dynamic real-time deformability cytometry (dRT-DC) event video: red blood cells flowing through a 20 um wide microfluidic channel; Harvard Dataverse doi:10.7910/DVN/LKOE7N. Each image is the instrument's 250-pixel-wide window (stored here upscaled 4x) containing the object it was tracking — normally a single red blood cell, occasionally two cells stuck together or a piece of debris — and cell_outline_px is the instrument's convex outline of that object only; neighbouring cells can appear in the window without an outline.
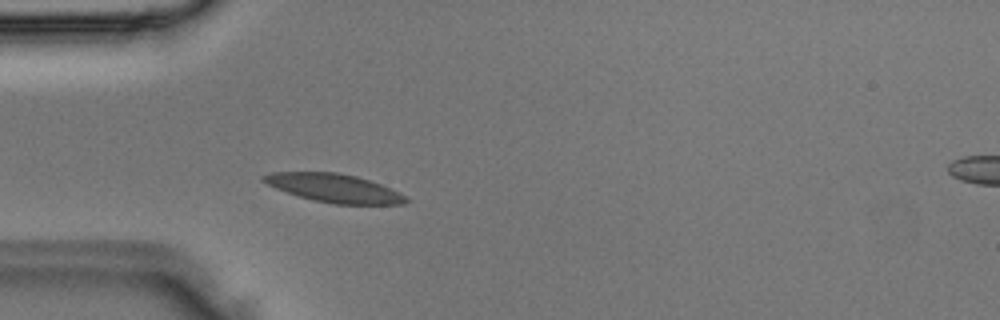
{"species": "Egyptian fruit bat (a non-hibernating species)", "species_latin": "Rousettus aegyptiacus", "temperature_condition": "room temperature", "stored_images_in_passage": 2, "camera_frame_rate_fps": 3000, "um_per_image_px": 0.085, "animal": {"sex": "male"}, "frame": {"image": 1, "passage_image": 1, "time_ms": 0.0, "image_size_px": [1000, 320], "cell_outline_px": [[408, 200], [404, 204], [332, 204], [312, 200], [276, 188], [260, 180], [260, 176], [272, 172], [336, 172], [356, 176], [380, 184], [408, 196]], "centroid_in_image_um": [28.39, 15.99], "position_along_channel_um": 56.6, "area_um2": 23.47}}